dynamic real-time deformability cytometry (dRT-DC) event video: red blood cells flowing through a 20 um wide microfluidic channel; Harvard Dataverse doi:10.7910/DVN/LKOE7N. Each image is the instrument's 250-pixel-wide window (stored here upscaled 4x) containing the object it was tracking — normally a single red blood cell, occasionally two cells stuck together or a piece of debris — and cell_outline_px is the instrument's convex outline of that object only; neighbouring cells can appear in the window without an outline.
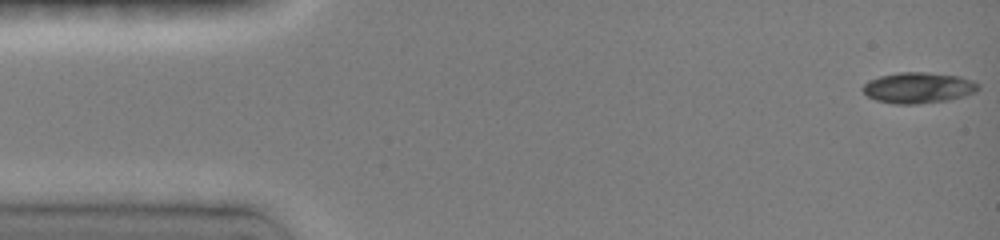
{"species": "common noctule bat (a hibernating species)", "species_latin": "Nyctalus noctula", "temperature_condition": "room temperature", "stored_images_in_passage": 34, "camera_frame_rate_fps": 3000, "um_per_image_px": 0.085, "animal": {"sex": "female", "body_mass_g": 19.0, "forearm_length_mm": 51.5}, "frame": {"image": 1, "passage_image": 1, "time_ms": 0.0, "image_size_px": [1000, 240], "cell_outline_px": [[980, 88], [976, 92], [964, 96], [948, 100], [916, 104], [892, 104], [876, 100], [868, 96], [860, 88], [868, 80], [880, 76], [900, 72], [928, 72], [960, 76], [972, 80], [980, 84]], "centroid_in_image_um": [78.07, 7.46], "position_along_channel_um": 6.9, "area_um2": 20.98}}
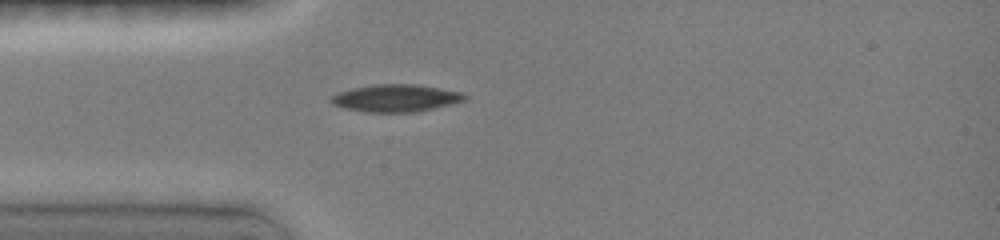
{"frame": {"image": 2, "passage_image": 17, "time_ms": 4.0, "image_size_px": [1000, 240], "cell_outline_px": [[468, 100], [452, 104], [416, 112], [364, 112], [344, 108], [332, 104], [332, 96], [340, 92], [352, 88], [376, 84], [412, 84], [460, 92], [468, 96]], "centroid_in_image_um": [33.66, 8.35], "position_along_channel_um": 51.3, "area_um2": 21.1}}
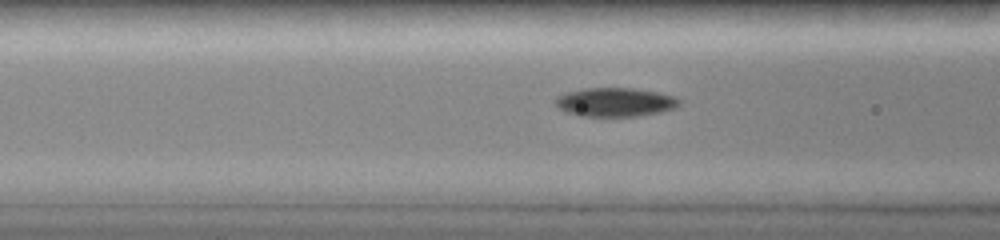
{"frame": {"image": 3, "passage_image": 24, "time_ms": 5.667, "image_size_px": [1000, 240], "cell_outline_px": [[680, 104], [676, 108], [660, 112], [640, 116], [580, 116], [564, 112], [556, 104], [556, 100], [560, 96], [568, 92], [584, 88], [632, 88], [656, 92], [672, 96], [680, 100]], "centroid_in_image_um": [52.31, 8.69], "position_along_channel_um": 114.3, "area_um2": 20.63}}